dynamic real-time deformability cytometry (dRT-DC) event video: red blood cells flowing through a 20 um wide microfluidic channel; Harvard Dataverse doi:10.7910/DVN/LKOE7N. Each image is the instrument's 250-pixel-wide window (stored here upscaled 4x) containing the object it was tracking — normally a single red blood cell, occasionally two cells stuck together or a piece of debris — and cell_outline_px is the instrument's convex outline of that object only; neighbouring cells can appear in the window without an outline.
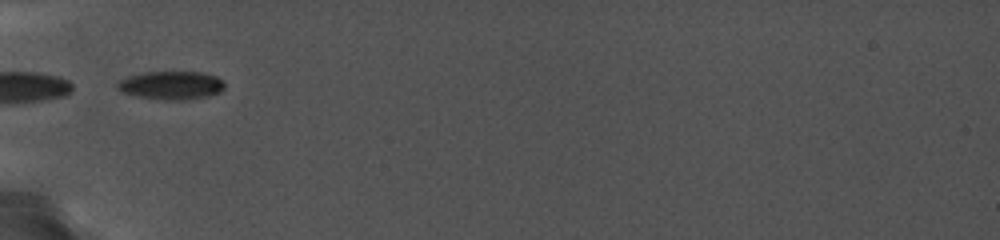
{"species": "common noctule bat (a hibernating species)", "species_latin": "Nyctalus noctula", "temperature_condition": "cold", "stored_images_in_passage": 31, "camera_frame_rate_fps": 5000, "um_per_image_px": 0.085, "animal": {"sex": "female", "body_mass_g": 19.0, "forearm_length_mm": 56.7}, "frame": {"image": 1, "passage_image": 1, "time_ms": 0.0, "image_size_px": [1000, 240], "cell_outline_px": [[224, 88], [220, 92], [204, 96], [144, 96], [124, 92], [116, 84], [120, 80], [128, 76], [144, 72], [204, 72], [216, 76], [224, 80]], "centroid_in_image_um": [14.61, 7.15], "position_along_channel_um": 70.4, "area_um2": 16.18}}